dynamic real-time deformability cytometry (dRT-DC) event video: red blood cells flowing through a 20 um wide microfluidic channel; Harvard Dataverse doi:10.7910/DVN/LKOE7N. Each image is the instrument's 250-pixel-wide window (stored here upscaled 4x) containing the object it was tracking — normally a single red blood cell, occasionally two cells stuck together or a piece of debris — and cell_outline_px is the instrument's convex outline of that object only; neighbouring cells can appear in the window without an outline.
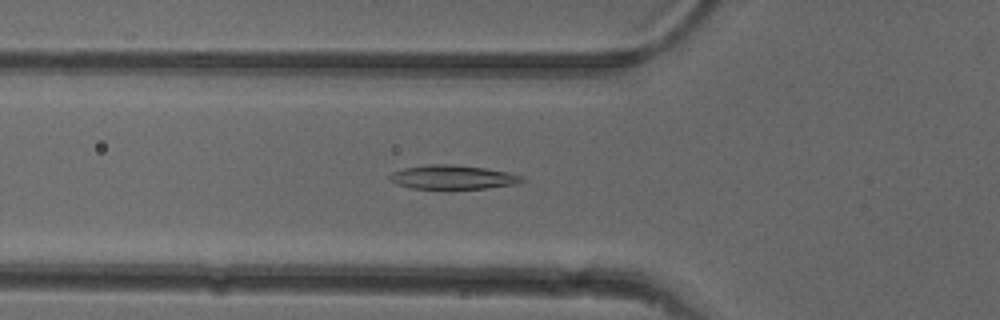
{"species": "common noctule bat (a hibernating species)", "species_latin": "Nyctalus noctula", "temperature_condition": "cold", "stored_images_in_passage": 39, "camera_frame_rate_fps": 3000, "um_per_image_px": 0.085, "animal": {"sex": "female"}, "frame": {"image": 1, "passage_image": 5, "time_ms": 1.333, "image_size_px": [1000, 320], "cell_outline_px": [[524, 180], [516, 184], [484, 188], [412, 188], [396, 184], [388, 180], [388, 176], [392, 172], [404, 168], [428, 164], [452, 164], [484, 168], [508, 172], [524, 176]], "centroid_in_image_um": [38.45, 15.05], "position_along_channel_um": 87.3, "area_um2": 18.38}}
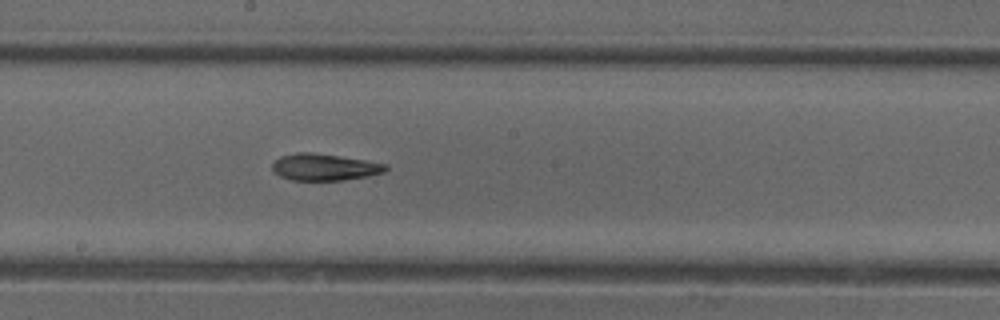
{"frame": {"image": 2, "passage_image": 15, "time_ms": 4.667, "image_size_px": [1000, 320], "cell_outline_px": [[388, 168], [384, 172], [368, 176], [344, 180], [292, 180], [280, 176], [272, 172], [272, 164], [280, 156], [296, 152], [312, 152], [364, 160], [388, 164]], "centroid_in_image_um": [27.56, 14.2], "position_along_channel_um": 220.6, "area_um2": 17.69}}
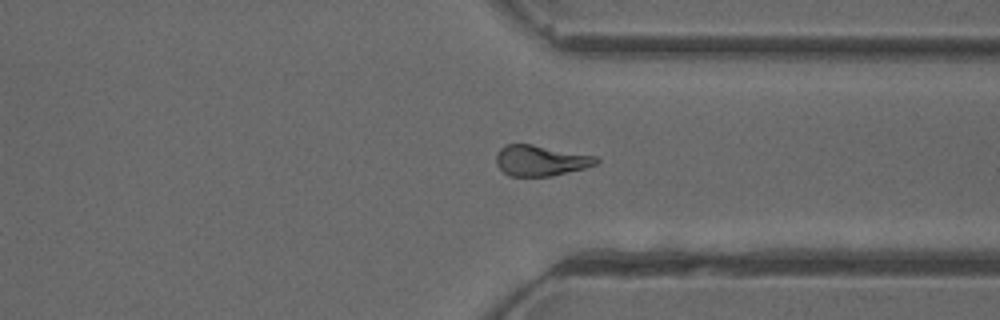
{"frame": {"image": 3, "passage_image": 26, "time_ms": 8.333, "image_size_px": [1000, 320], "cell_outline_px": [[600, 160], [596, 164], [584, 168], [552, 176], [508, 176], [496, 164], [496, 156], [500, 148], [504, 144], [532, 144], [596, 156]], "centroid_in_image_um": [45.94, 13.64], "position_along_channel_um": 365.5, "area_um2": 17.86}, "authors_computed_cell_mechanics": {"area_um2": 17.8602, "velocity_mm_per_s": 3.9666, "shape_relaxation_time_tau1_ms": 8.659, "shape_relaxation_time_tau2_ms": null, "deformation_change_tau1": 0.2057, "deformation_change_tau2": null}}